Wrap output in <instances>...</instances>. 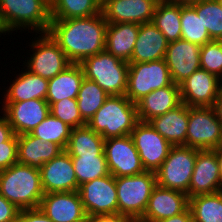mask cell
<instances>
[{"instance_id": "b9f144b4", "label": "cell", "mask_w": 222, "mask_h": 222, "mask_svg": "<svg viewBox=\"0 0 222 222\" xmlns=\"http://www.w3.org/2000/svg\"><path fill=\"white\" fill-rule=\"evenodd\" d=\"M20 209L0 194V222H15Z\"/></svg>"}, {"instance_id": "f5cc1de1", "label": "cell", "mask_w": 222, "mask_h": 222, "mask_svg": "<svg viewBox=\"0 0 222 222\" xmlns=\"http://www.w3.org/2000/svg\"><path fill=\"white\" fill-rule=\"evenodd\" d=\"M220 6L222 7V0H217Z\"/></svg>"}, {"instance_id": "7dc6e473", "label": "cell", "mask_w": 222, "mask_h": 222, "mask_svg": "<svg viewBox=\"0 0 222 222\" xmlns=\"http://www.w3.org/2000/svg\"><path fill=\"white\" fill-rule=\"evenodd\" d=\"M213 151L216 153L217 164H218L219 173H220V179L222 182V148L219 146L216 149H213Z\"/></svg>"}, {"instance_id": "e575fe53", "label": "cell", "mask_w": 222, "mask_h": 222, "mask_svg": "<svg viewBox=\"0 0 222 222\" xmlns=\"http://www.w3.org/2000/svg\"><path fill=\"white\" fill-rule=\"evenodd\" d=\"M181 39L199 46L213 41L191 5L181 6Z\"/></svg>"}, {"instance_id": "836d02e7", "label": "cell", "mask_w": 222, "mask_h": 222, "mask_svg": "<svg viewBox=\"0 0 222 222\" xmlns=\"http://www.w3.org/2000/svg\"><path fill=\"white\" fill-rule=\"evenodd\" d=\"M78 185L110 174L105 155L71 156Z\"/></svg>"}, {"instance_id": "4dcf8cb0", "label": "cell", "mask_w": 222, "mask_h": 222, "mask_svg": "<svg viewBox=\"0 0 222 222\" xmlns=\"http://www.w3.org/2000/svg\"><path fill=\"white\" fill-rule=\"evenodd\" d=\"M193 222H222V190L189 198Z\"/></svg>"}, {"instance_id": "6da1fadb", "label": "cell", "mask_w": 222, "mask_h": 222, "mask_svg": "<svg viewBox=\"0 0 222 222\" xmlns=\"http://www.w3.org/2000/svg\"><path fill=\"white\" fill-rule=\"evenodd\" d=\"M107 21L102 12L90 17L51 19L48 34L72 63L105 50Z\"/></svg>"}, {"instance_id": "5bb4252c", "label": "cell", "mask_w": 222, "mask_h": 222, "mask_svg": "<svg viewBox=\"0 0 222 222\" xmlns=\"http://www.w3.org/2000/svg\"><path fill=\"white\" fill-rule=\"evenodd\" d=\"M0 110L18 136L31 133L50 114V105L46 100L32 99L2 103Z\"/></svg>"}, {"instance_id": "9c48e42d", "label": "cell", "mask_w": 222, "mask_h": 222, "mask_svg": "<svg viewBox=\"0 0 222 222\" xmlns=\"http://www.w3.org/2000/svg\"><path fill=\"white\" fill-rule=\"evenodd\" d=\"M39 34L37 38L32 39V44L28 45L33 54H30L23 64L29 72L49 80L72 62L48 33Z\"/></svg>"}, {"instance_id": "ee69618b", "label": "cell", "mask_w": 222, "mask_h": 222, "mask_svg": "<svg viewBox=\"0 0 222 222\" xmlns=\"http://www.w3.org/2000/svg\"><path fill=\"white\" fill-rule=\"evenodd\" d=\"M14 135V131L10 126L8 119L2 115L0 116V145L8 141Z\"/></svg>"}, {"instance_id": "44dd1931", "label": "cell", "mask_w": 222, "mask_h": 222, "mask_svg": "<svg viewBox=\"0 0 222 222\" xmlns=\"http://www.w3.org/2000/svg\"><path fill=\"white\" fill-rule=\"evenodd\" d=\"M222 190L216 153L213 150H200L188 190V197L211 194Z\"/></svg>"}, {"instance_id": "8992f818", "label": "cell", "mask_w": 222, "mask_h": 222, "mask_svg": "<svg viewBox=\"0 0 222 222\" xmlns=\"http://www.w3.org/2000/svg\"><path fill=\"white\" fill-rule=\"evenodd\" d=\"M157 186L155 172L116 178L118 214L139 220L147 208L153 189Z\"/></svg>"}, {"instance_id": "d6a6232c", "label": "cell", "mask_w": 222, "mask_h": 222, "mask_svg": "<svg viewBox=\"0 0 222 222\" xmlns=\"http://www.w3.org/2000/svg\"><path fill=\"white\" fill-rule=\"evenodd\" d=\"M108 97L109 95L93 80L84 77L77 95V105L82 118L88 122Z\"/></svg>"}, {"instance_id": "d590c367", "label": "cell", "mask_w": 222, "mask_h": 222, "mask_svg": "<svg viewBox=\"0 0 222 222\" xmlns=\"http://www.w3.org/2000/svg\"><path fill=\"white\" fill-rule=\"evenodd\" d=\"M71 131L72 128L69 125L50 113L31 134L44 142L58 144L65 150Z\"/></svg>"}, {"instance_id": "484cf974", "label": "cell", "mask_w": 222, "mask_h": 222, "mask_svg": "<svg viewBox=\"0 0 222 222\" xmlns=\"http://www.w3.org/2000/svg\"><path fill=\"white\" fill-rule=\"evenodd\" d=\"M24 72L17 74L12 84L5 90L3 103L21 102L32 99L46 100L48 79L29 72L23 67Z\"/></svg>"}, {"instance_id": "4316f807", "label": "cell", "mask_w": 222, "mask_h": 222, "mask_svg": "<svg viewBox=\"0 0 222 222\" xmlns=\"http://www.w3.org/2000/svg\"><path fill=\"white\" fill-rule=\"evenodd\" d=\"M139 33L136 23H108L105 50L121 60L129 62Z\"/></svg>"}, {"instance_id": "bcb514c9", "label": "cell", "mask_w": 222, "mask_h": 222, "mask_svg": "<svg viewBox=\"0 0 222 222\" xmlns=\"http://www.w3.org/2000/svg\"><path fill=\"white\" fill-rule=\"evenodd\" d=\"M213 109L222 124V84L219 88L218 96L216 101L214 102Z\"/></svg>"}, {"instance_id": "f907efd6", "label": "cell", "mask_w": 222, "mask_h": 222, "mask_svg": "<svg viewBox=\"0 0 222 222\" xmlns=\"http://www.w3.org/2000/svg\"><path fill=\"white\" fill-rule=\"evenodd\" d=\"M1 34H5L6 35V32H5V30L3 29V27H2V25L0 23V35Z\"/></svg>"}, {"instance_id": "277c9868", "label": "cell", "mask_w": 222, "mask_h": 222, "mask_svg": "<svg viewBox=\"0 0 222 222\" xmlns=\"http://www.w3.org/2000/svg\"><path fill=\"white\" fill-rule=\"evenodd\" d=\"M137 105L125 95L109 96L87 125L104 139L130 135L138 122Z\"/></svg>"}, {"instance_id": "ba28073f", "label": "cell", "mask_w": 222, "mask_h": 222, "mask_svg": "<svg viewBox=\"0 0 222 222\" xmlns=\"http://www.w3.org/2000/svg\"><path fill=\"white\" fill-rule=\"evenodd\" d=\"M173 84L169 68L164 59L129 63L125 96L137 103L151 91Z\"/></svg>"}, {"instance_id": "3957f363", "label": "cell", "mask_w": 222, "mask_h": 222, "mask_svg": "<svg viewBox=\"0 0 222 222\" xmlns=\"http://www.w3.org/2000/svg\"><path fill=\"white\" fill-rule=\"evenodd\" d=\"M50 22L47 0H0V23L7 34L20 29L47 33Z\"/></svg>"}, {"instance_id": "5b68a950", "label": "cell", "mask_w": 222, "mask_h": 222, "mask_svg": "<svg viewBox=\"0 0 222 222\" xmlns=\"http://www.w3.org/2000/svg\"><path fill=\"white\" fill-rule=\"evenodd\" d=\"M84 77L93 80L109 96L125 95L129 63L113 56L106 50L82 60Z\"/></svg>"}, {"instance_id": "4fadbf2b", "label": "cell", "mask_w": 222, "mask_h": 222, "mask_svg": "<svg viewBox=\"0 0 222 222\" xmlns=\"http://www.w3.org/2000/svg\"><path fill=\"white\" fill-rule=\"evenodd\" d=\"M130 136L140 156L143 168L155 172L168 156L172 145L149 122L138 121Z\"/></svg>"}, {"instance_id": "c3c4849f", "label": "cell", "mask_w": 222, "mask_h": 222, "mask_svg": "<svg viewBox=\"0 0 222 222\" xmlns=\"http://www.w3.org/2000/svg\"><path fill=\"white\" fill-rule=\"evenodd\" d=\"M201 0H170L172 3H176L181 6H190L198 3Z\"/></svg>"}, {"instance_id": "8d00e7d4", "label": "cell", "mask_w": 222, "mask_h": 222, "mask_svg": "<svg viewBox=\"0 0 222 222\" xmlns=\"http://www.w3.org/2000/svg\"><path fill=\"white\" fill-rule=\"evenodd\" d=\"M212 40L222 41V7L217 0H201L191 5Z\"/></svg>"}, {"instance_id": "cb8c5ba5", "label": "cell", "mask_w": 222, "mask_h": 222, "mask_svg": "<svg viewBox=\"0 0 222 222\" xmlns=\"http://www.w3.org/2000/svg\"><path fill=\"white\" fill-rule=\"evenodd\" d=\"M17 145L18 163L37 169L64 151L60 145L44 142L31 133L18 135Z\"/></svg>"}, {"instance_id": "d6986e66", "label": "cell", "mask_w": 222, "mask_h": 222, "mask_svg": "<svg viewBox=\"0 0 222 222\" xmlns=\"http://www.w3.org/2000/svg\"><path fill=\"white\" fill-rule=\"evenodd\" d=\"M154 0H108L101 12L107 23H150L156 9Z\"/></svg>"}, {"instance_id": "60d3db41", "label": "cell", "mask_w": 222, "mask_h": 222, "mask_svg": "<svg viewBox=\"0 0 222 222\" xmlns=\"http://www.w3.org/2000/svg\"><path fill=\"white\" fill-rule=\"evenodd\" d=\"M15 222H53L40 208L20 210Z\"/></svg>"}, {"instance_id": "681fc988", "label": "cell", "mask_w": 222, "mask_h": 222, "mask_svg": "<svg viewBox=\"0 0 222 222\" xmlns=\"http://www.w3.org/2000/svg\"><path fill=\"white\" fill-rule=\"evenodd\" d=\"M102 7L108 0H96Z\"/></svg>"}, {"instance_id": "74e56055", "label": "cell", "mask_w": 222, "mask_h": 222, "mask_svg": "<svg viewBox=\"0 0 222 222\" xmlns=\"http://www.w3.org/2000/svg\"><path fill=\"white\" fill-rule=\"evenodd\" d=\"M200 68L222 80V41L213 40L201 46Z\"/></svg>"}, {"instance_id": "f546056e", "label": "cell", "mask_w": 222, "mask_h": 222, "mask_svg": "<svg viewBox=\"0 0 222 222\" xmlns=\"http://www.w3.org/2000/svg\"><path fill=\"white\" fill-rule=\"evenodd\" d=\"M151 22L169 43L181 39V5L172 2L157 3Z\"/></svg>"}, {"instance_id": "2e32d148", "label": "cell", "mask_w": 222, "mask_h": 222, "mask_svg": "<svg viewBox=\"0 0 222 222\" xmlns=\"http://www.w3.org/2000/svg\"><path fill=\"white\" fill-rule=\"evenodd\" d=\"M39 208L53 222H85L87 219L78 191L44 194Z\"/></svg>"}, {"instance_id": "f1b7e54d", "label": "cell", "mask_w": 222, "mask_h": 222, "mask_svg": "<svg viewBox=\"0 0 222 222\" xmlns=\"http://www.w3.org/2000/svg\"><path fill=\"white\" fill-rule=\"evenodd\" d=\"M104 140L86 124L72 128L65 151L70 156L105 155Z\"/></svg>"}, {"instance_id": "52a82bcc", "label": "cell", "mask_w": 222, "mask_h": 222, "mask_svg": "<svg viewBox=\"0 0 222 222\" xmlns=\"http://www.w3.org/2000/svg\"><path fill=\"white\" fill-rule=\"evenodd\" d=\"M199 149L184 145L172 146L162 165L155 171L157 185L188 195Z\"/></svg>"}, {"instance_id": "ab89813d", "label": "cell", "mask_w": 222, "mask_h": 222, "mask_svg": "<svg viewBox=\"0 0 222 222\" xmlns=\"http://www.w3.org/2000/svg\"><path fill=\"white\" fill-rule=\"evenodd\" d=\"M17 135L14 134L4 145H0V170L7 169L18 163L17 157Z\"/></svg>"}, {"instance_id": "ac0fdd59", "label": "cell", "mask_w": 222, "mask_h": 222, "mask_svg": "<svg viewBox=\"0 0 222 222\" xmlns=\"http://www.w3.org/2000/svg\"><path fill=\"white\" fill-rule=\"evenodd\" d=\"M201 46L179 39L168 44L164 60L173 83L180 84L200 69Z\"/></svg>"}, {"instance_id": "816d5d0a", "label": "cell", "mask_w": 222, "mask_h": 222, "mask_svg": "<svg viewBox=\"0 0 222 222\" xmlns=\"http://www.w3.org/2000/svg\"><path fill=\"white\" fill-rule=\"evenodd\" d=\"M156 3L170 2V0H154Z\"/></svg>"}, {"instance_id": "7c38bea8", "label": "cell", "mask_w": 222, "mask_h": 222, "mask_svg": "<svg viewBox=\"0 0 222 222\" xmlns=\"http://www.w3.org/2000/svg\"><path fill=\"white\" fill-rule=\"evenodd\" d=\"M104 153L109 172L115 178L137 175L145 171L130 135L105 139Z\"/></svg>"}, {"instance_id": "ffe728a7", "label": "cell", "mask_w": 222, "mask_h": 222, "mask_svg": "<svg viewBox=\"0 0 222 222\" xmlns=\"http://www.w3.org/2000/svg\"><path fill=\"white\" fill-rule=\"evenodd\" d=\"M189 207L187 194L156 186L140 222H157L184 212Z\"/></svg>"}, {"instance_id": "9a60e30c", "label": "cell", "mask_w": 222, "mask_h": 222, "mask_svg": "<svg viewBox=\"0 0 222 222\" xmlns=\"http://www.w3.org/2000/svg\"><path fill=\"white\" fill-rule=\"evenodd\" d=\"M222 80L203 69L179 84L182 103L188 107H213Z\"/></svg>"}, {"instance_id": "83f0119b", "label": "cell", "mask_w": 222, "mask_h": 222, "mask_svg": "<svg viewBox=\"0 0 222 222\" xmlns=\"http://www.w3.org/2000/svg\"><path fill=\"white\" fill-rule=\"evenodd\" d=\"M84 79L79 63H72L65 70L48 80L46 101L49 105L63 99H77Z\"/></svg>"}, {"instance_id": "f6af8a7d", "label": "cell", "mask_w": 222, "mask_h": 222, "mask_svg": "<svg viewBox=\"0 0 222 222\" xmlns=\"http://www.w3.org/2000/svg\"><path fill=\"white\" fill-rule=\"evenodd\" d=\"M157 222H193L192 214L189 207L182 213L174 215L173 217L162 219Z\"/></svg>"}, {"instance_id": "f35d334b", "label": "cell", "mask_w": 222, "mask_h": 222, "mask_svg": "<svg viewBox=\"0 0 222 222\" xmlns=\"http://www.w3.org/2000/svg\"><path fill=\"white\" fill-rule=\"evenodd\" d=\"M50 113L71 128L84 126L87 122L82 118L77 99H63L50 105Z\"/></svg>"}, {"instance_id": "8fae6325", "label": "cell", "mask_w": 222, "mask_h": 222, "mask_svg": "<svg viewBox=\"0 0 222 222\" xmlns=\"http://www.w3.org/2000/svg\"><path fill=\"white\" fill-rule=\"evenodd\" d=\"M78 192L87 216L118 214L116 178L113 175L85 182Z\"/></svg>"}, {"instance_id": "d4e9b609", "label": "cell", "mask_w": 222, "mask_h": 222, "mask_svg": "<svg viewBox=\"0 0 222 222\" xmlns=\"http://www.w3.org/2000/svg\"><path fill=\"white\" fill-rule=\"evenodd\" d=\"M188 120L189 107L185 103H181L176 108L153 117L148 122L172 146H185Z\"/></svg>"}, {"instance_id": "e0dca14e", "label": "cell", "mask_w": 222, "mask_h": 222, "mask_svg": "<svg viewBox=\"0 0 222 222\" xmlns=\"http://www.w3.org/2000/svg\"><path fill=\"white\" fill-rule=\"evenodd\" d=\"M41 184L45 194L78 191L79 185L71 156L64 150L40 168Z\"/></svg>"}, {"instance_id": "603a6c76", "label": "cell", "mask_w": 222, "mask_h": 222, "mask_svg": "<svg viewBox=\"0 0 222 222\" xmlns=\"http://www.w3.org/2000/svg\"><path fill=\"white\" fill-rule=\"evenodd\" d=\"M181 103L178 84L173 83L170 86L151 91L136 103L138 120L148 122L153 117L165 114Z\"/></svg>"}, {"instance_id": "7bdbcfd3", "label": "cell", "mask_w": 222, "mask_h": 222, "mask_svg": "<svg viewBox=\"0 0 222 222\" xmlns=\"http://www.w3.org/2000/svg\"><path fill=\"white\" fill-rule=\"evenodd\" d=\"M129 217L113 214V215H96V216H87L85 222H132Z\"/></svg>"}, {"instance_id": "1f68e13d", "label": "cell", "mask_w": 222, "mask_h": 222, "mask_svg": "<svg viewBox=\"0 0 222 222\" xmlns=\"http://www.w3.org/2000/svg\"><path fill=\"white\" fill-rule=\"evenodd\" d=\"M101 13L96 0H53L50 3L51 19L90 17Z\"/></svg>"}, {"instance_id": "7a4b0ae2", "label": "cell", "mask_w": 222, "mask_h": 222, "mask_svg": "<svg viewBox=\"0 0 222 222\" xmlns=\"http://www.w3.org/2000/svg\"><path fill=\"white\" fill-rule=\"evenodd\" d=\"M0 194L20 210L39 208L45 194L40 169L16 163L0 170Z\"/></svg>"}, {"instance_id": "7402d4cb", "label": "cell", "mask_w": 222, "mask_h": 222, "mask_svg": "<svg viewBox=\"0 0 222 222\" xmlns=\"http://www.w3.org/2000/svg\"><path fill=\"white\" fill-rule=\"evenodd\" d=\"M169 42L152 23L139 25L131 60L128 63L150 62L164 59Z\"/></svg>"}, {"instance_id": "30bf717a", "label": "cell", "mask_w": 222, "mask_h": 222, "mask_svg": "<svg viewBox=\"0 0 222 222\" xmlns=\"http://www.w3.org/2000/svg\"><path fill=\"white\" fill-rule=\"evenodd\" d=\"M222 141V124L213 107H189L185 146L213 150Z\"/></svg>"}]
</instances>
